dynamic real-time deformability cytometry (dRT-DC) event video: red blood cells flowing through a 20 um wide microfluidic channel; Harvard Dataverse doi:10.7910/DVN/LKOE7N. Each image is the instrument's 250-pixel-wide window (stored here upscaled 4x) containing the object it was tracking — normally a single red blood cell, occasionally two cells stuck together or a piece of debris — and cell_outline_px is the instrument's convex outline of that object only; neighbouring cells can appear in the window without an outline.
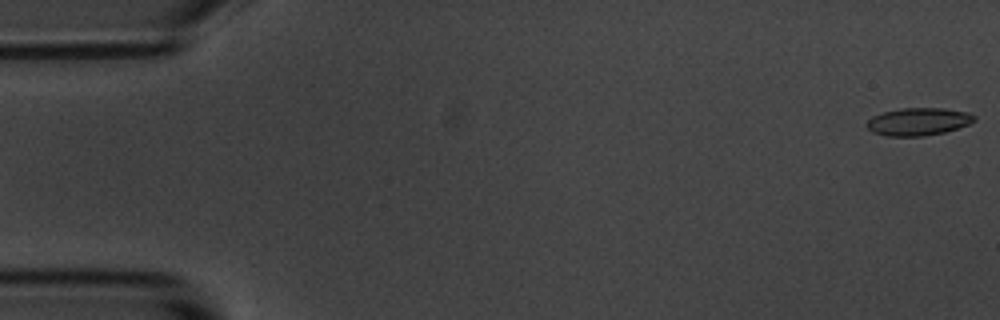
{"species": "common noctule bat (a hibernating species)", "species_latin": "Nyctalus noctula", "temperature_condition": "room temperature", "stored_images_in_passage": 55, "camera_frame_rate_fps": 3000, "um_per_image_px": 0.085, "animal": {"sex": "male", "body_mass_g": 20.1, "forearm_length_mm": 53.5}, "frame": {"image": 1, "passage_image": 1, "time_ms": 0.0, "image_size_px": [1000, 320], "cell_outline_px": [[976, 120], [968, 124], [944, 132], [924, 136], [888, 136], [872, 132], [864, 124], [872, 116], [884, 112], [900, 108], [944, 108], [968, 112], [976, 116]], "centroid_in_image_um": [78.04, 10.33], "position_along_channel_um": 7.0, "area_um2": 17.34}}
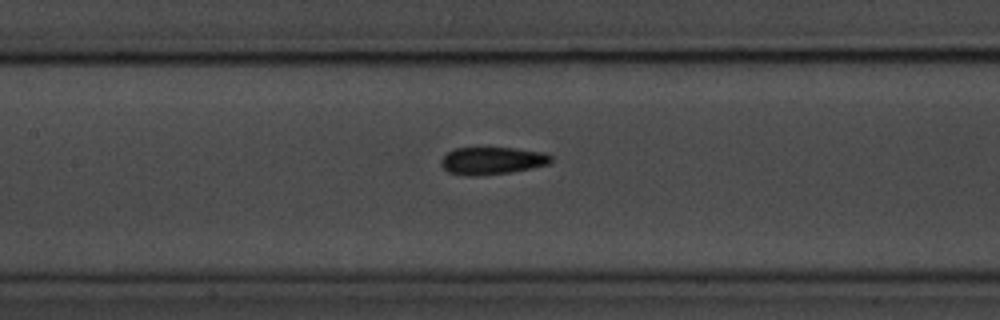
{"frame": {"image": 2, "passage_image": 25, "time_ms": 8.0, "image_size_px": [1000, 320], "cell_outline_px": [[552, 160], [548, 164], [532, 168], [508, 172], [476, 176], [468, 176], [448, 172], [440, 164], [440, 160], [448, 152], [456, 148], [512, 148], [544, 152], [552, 156]], "centroid_in_image_um": [41.82, 13.66], "position_along_channel_um": 165.6, "area_um2": 17.46}}
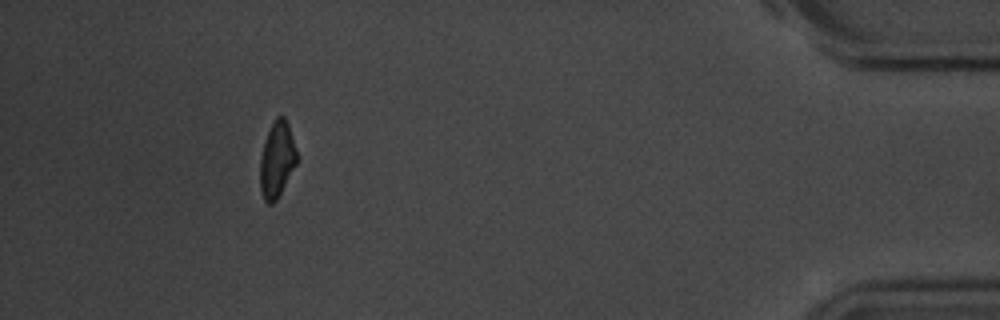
{"frame": {"image": 3, "passage_image": 50, "time_ms": 16.333, "image_size_px": [1000, 320], "cell_outline_px": [[296, 164], [276, 200], [272, 204], [268, 204], [264, 200], [260, 188], [260, 156], [264, 140], [276, 116], [284, 116], [288, 124], [296, 152]], "centroid_in_image_um": [23.51, 13.57], "position_along_channel_um": 411.7, "area_um2": 15.95}, "authors_computed_cell_mechanics": {"area_um2": 17.4556, "velocity_mm_per_s": 3.6864, "shape_relaxation_time_tau1_ms": 4.5295, "shape_relaxation_time_tau2_ms": 3.8993, "deformation_change_tau1": 0.1221, "deformation_change_tau2": 0.0929}}